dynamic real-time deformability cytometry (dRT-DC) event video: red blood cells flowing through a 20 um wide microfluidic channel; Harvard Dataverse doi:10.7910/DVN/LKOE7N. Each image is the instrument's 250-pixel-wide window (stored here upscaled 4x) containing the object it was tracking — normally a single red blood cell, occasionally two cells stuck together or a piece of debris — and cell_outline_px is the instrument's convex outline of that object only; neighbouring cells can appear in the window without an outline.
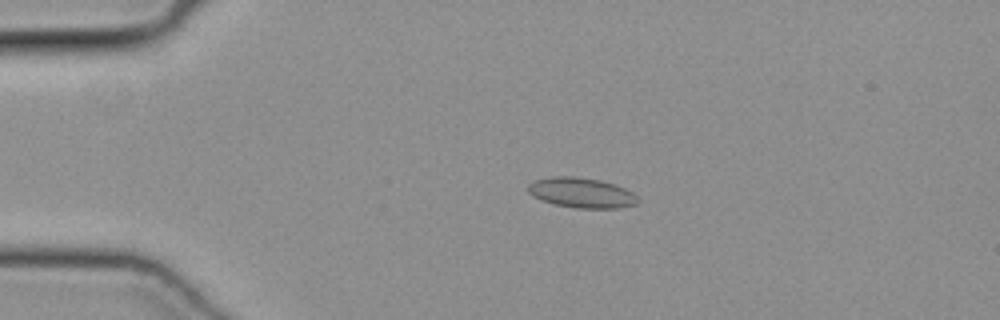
{"species": "common noctule bat (a hibernating species)", "species_latin": "Nyctalus noctula", "temperature_condition": "cold", "stored_images_in_passage": 14, "camera_frame_rate_fps": 3000, "um_per_image_px": 0.085, "animal": {"sex": "female", "body_mass_g": 19.3, "forearm_length_mm": 54.1}, "frame": {"image": 1, "passage_image": 10, "time_ms": 3.0, "image_size_px": [1000, 320], "cell_outline_px": [[640, 200], [636, 204], [620, 208], [576, 208], [556, 204], [532, 196], [528, 192], [528, 184], [532, 180], [552, 176], [576, 176], [600, 180], [616, 184], [632, 192]], "centroid_in_image_um": [49.43, 16.37], "position_along_channel_um": 35.6, "area_um2": 19.36}}